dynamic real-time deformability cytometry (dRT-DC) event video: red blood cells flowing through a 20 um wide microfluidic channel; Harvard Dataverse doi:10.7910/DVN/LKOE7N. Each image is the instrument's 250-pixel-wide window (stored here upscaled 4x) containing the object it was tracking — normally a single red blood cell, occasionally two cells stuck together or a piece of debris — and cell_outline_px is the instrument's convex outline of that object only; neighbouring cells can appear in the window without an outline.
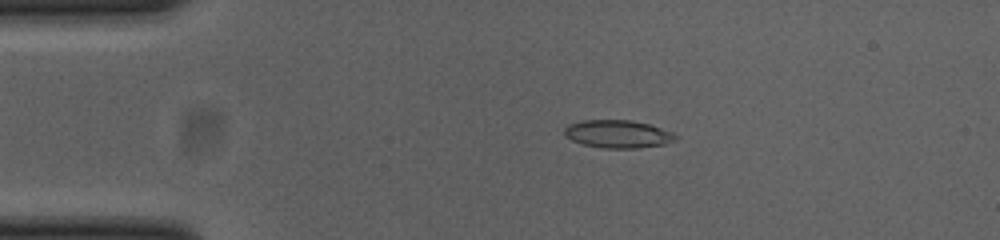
{"species": "common noctule bat (a hibernating species)", "species_latin": "Nyctalus noctula", "temperature_condition": "cold", "stored_images_in_passage": 43, "camera_frame_rate_fps": 3000, "um_per_image_px": 0.085, "animal": {"sex": "female", "body_mass_g": 23.0, "forearm_length_mm": 53.4}, "frame": {"image": 1, "passage_image": 1, "time_ms": 0.0, "image_size_px": [1000, 240], "cell_outline_px": [[680, 136], [676, 140], [664, 144], [636, 148], [600, 148], [584, 144], [572, 140], [564, 136], [564, 128], [568, 124], [580, 120], [632, 120], [648, 124], [672, 132]], "centroid_in_image_um": [52.5, 11.38], "position_along_channel_um": 32.5, "area_um2": 18.15}}
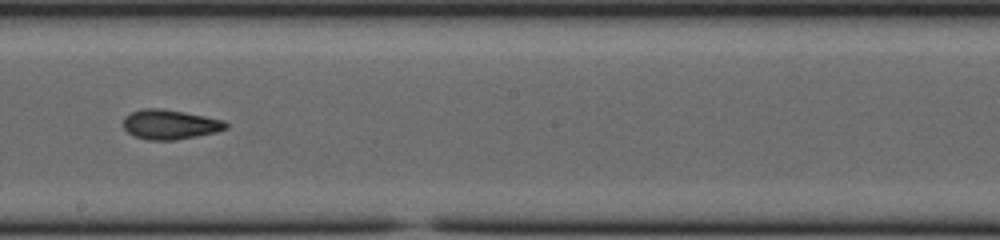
{"frame": {"image": 2, "passage_image": 20, "time_ms": 6.333, "image_size_px": [1000, 240], "cell_outline_px": [[228, 128], [216, 132], [176, 140], [148, 140], [136, 136], [128, 132], [124, 128], [124, 116], [132, 112], [144, 108], [160, 108], [184, 112], [224, 120], [228, 124]], "centroid_in_image_um": [14.46, 10.58], "position_along_channel_um": 233.7, "area_um2": 17.63}}
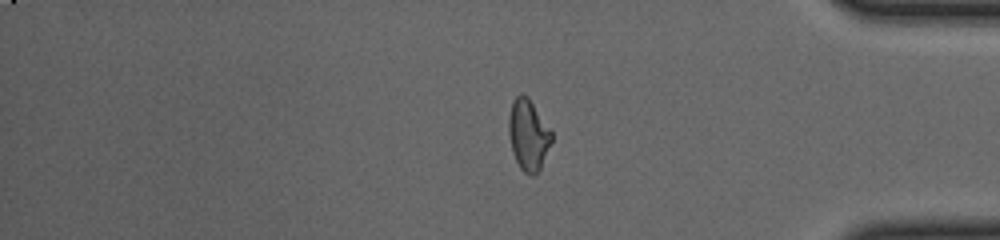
{"frame": {"image": 3, "passage_image": 34, "time_ms": 11.0, "image_size_px": [1000, 240], "cell_outline_px": [[552, 140], [540, 168], [532, 176], [524, 172], [520, 168], [512, 152], [508, 132], [508, 116], [512, 100], [520, 92], [528, 96], [552, 132]], "centroid_in_image_um": [44.87, 11.42], "position_along_channel_um": 390.3, "area_um2": 17.74}, "authors_computed_cell_mechanics": {"area_um2": 17.629, "velocity_mm_per_s": 3.8659, "shape_relaxation_time_tau1_ms": 6.6444, "shape_relaxation_time_tau2_ms": 2.6231, "deformation_change_tau1": 0.1876, "deformation_change_tau2": 0.0946}}